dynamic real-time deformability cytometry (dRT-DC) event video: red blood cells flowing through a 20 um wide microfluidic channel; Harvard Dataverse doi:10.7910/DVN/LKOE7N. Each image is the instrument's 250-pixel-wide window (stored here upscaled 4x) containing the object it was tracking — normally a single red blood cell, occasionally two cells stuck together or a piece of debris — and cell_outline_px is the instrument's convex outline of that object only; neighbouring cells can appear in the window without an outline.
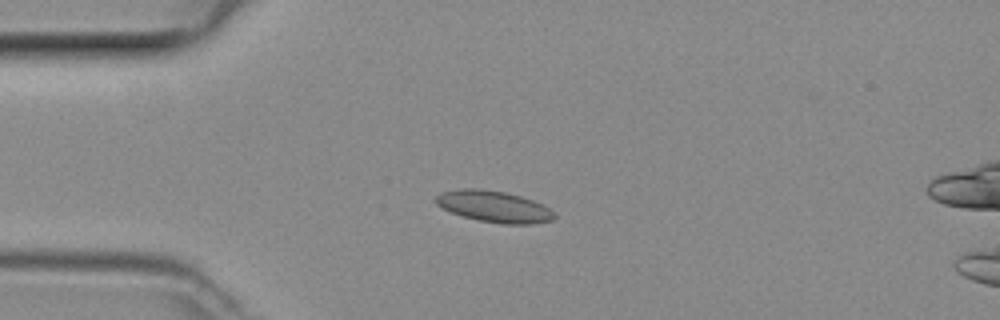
{"species": "common noctule bat (a hibernating species)", "species_latin": "Nyctalus noctula", "temperature_condition": "room temperature", "stored_images_in_passage": 47, "camera_frame_rate_fps": 3000, "um_per_image_px": 0.085, "animal": {"sex": "female", "body_mass_g": 29.2, "forearm_length_mm": 56.3}, "frame": {"image": 1, "passage_image": 10, "time_ms": 3.0, "image_size_px": [1000, 320], "cell_outline_px": [[556, 216], [552, 220], [532, 224], [500, 224], [480, 220], [464, 216], [452, 212], [436, 204], [436, 196], [440, 192], [460, 188], [480, 188], [504, 192], [520, 196], [532, 200], [556, 212]], "centroid_in_image_um": [42.0, 17.55], "position_along_channel_um": 43.0, "area_um2": 21.56}}
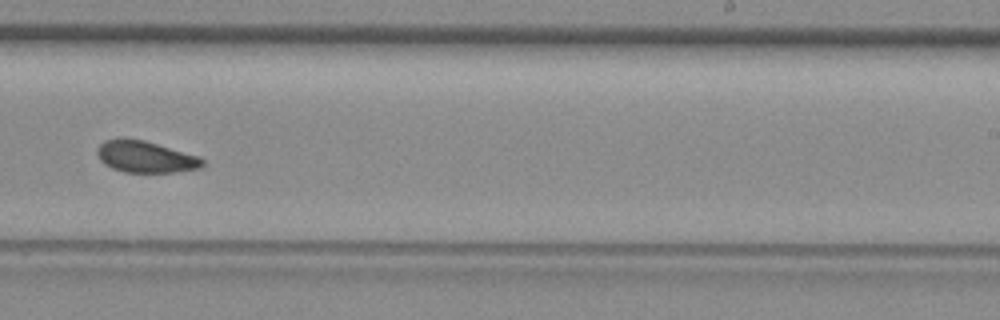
{"frame": {"image": 2, "passage_image": 28, "time_ms": 9.0, "image_size_px": [1000, 320], "cell_outline_px": [[204, 164], [200, 168], [172, 172], [124, 172], [112, 168], [104, 164], [100, 160], [96, 152], [96, 148], [104, 140], [144, 140], [200, 156], [204, 160]], "centroid_in_image_um": [12.38, 13.35], "position_along_channel_um": 276.6, "area_um2": 19.13}}
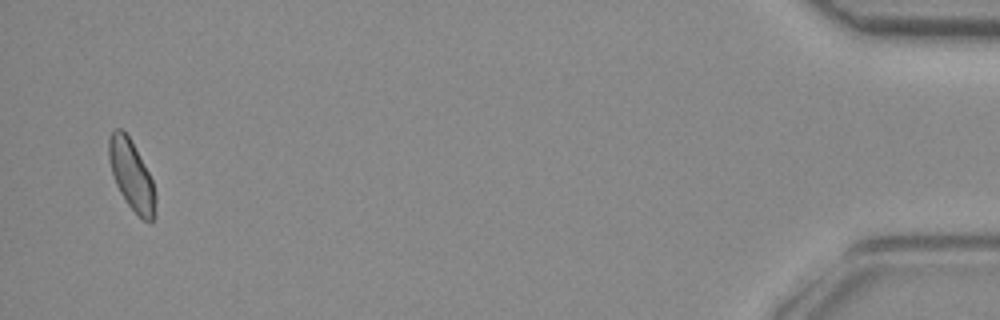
{"frame": {"image": 3, "passage_image": 45, "time_ms": 14.667, "image_size_px": [1000, 320], "cell_outline_px": [[156, 216], [152, 220], [144, 220], [128, 204], [120, 192], [116, 184], [112, 172], [108, 156], [108, 136], [116, 128], [120, 128], [128, 136], [148, 172], [152, 180], [156, 192]], "centroid_in_image_um": [11.18, 14.9], "position_along_channel_um": 424.0, "area_um2": 18.61}}